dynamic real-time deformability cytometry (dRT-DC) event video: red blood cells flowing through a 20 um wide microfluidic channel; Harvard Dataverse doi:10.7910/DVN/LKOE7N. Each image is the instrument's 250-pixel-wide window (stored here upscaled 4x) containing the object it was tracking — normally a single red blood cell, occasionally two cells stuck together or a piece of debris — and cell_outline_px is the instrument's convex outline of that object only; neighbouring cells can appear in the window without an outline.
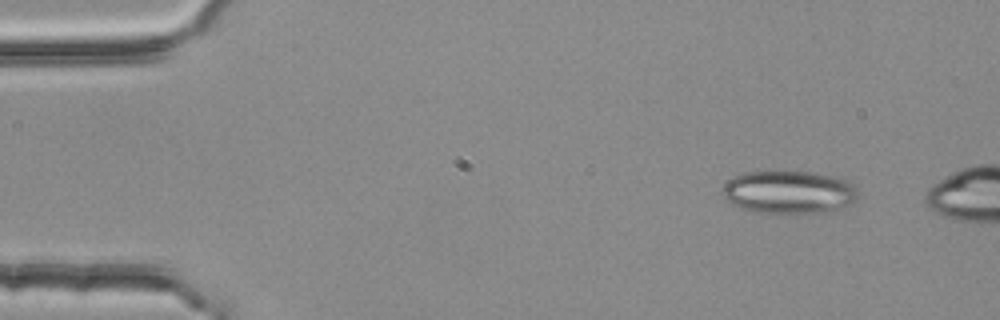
{"species": "common noctule bat (a hibernating species)", "species_latin": "Nyctalus noctula", "temperature_condition": "room temperature", "stored_images_in_passage": 3, "camera_frame_rate_fps": 3000, "um_per_image_px": 0.085, "animal": {"sex": "female", "body_mass_g": 25.1}, "frame": {"image": 1, "passage_image": 1, "time_ms": 0.0, "image_size_px": [1000, 320], "cell_outline_px": [[856, 200], [852, 204], [840, 208], [816, 212], [784, 216], [756, 212], [732, 204], [720, 192], [724, 184], [732, 176], [744, 172], [808, 172], [848, 180], [856, 188]], "centroid_in_image_um": [67.01, 16.36], "position_along_channel_um": 18.0, "area_um2": 34.16}}